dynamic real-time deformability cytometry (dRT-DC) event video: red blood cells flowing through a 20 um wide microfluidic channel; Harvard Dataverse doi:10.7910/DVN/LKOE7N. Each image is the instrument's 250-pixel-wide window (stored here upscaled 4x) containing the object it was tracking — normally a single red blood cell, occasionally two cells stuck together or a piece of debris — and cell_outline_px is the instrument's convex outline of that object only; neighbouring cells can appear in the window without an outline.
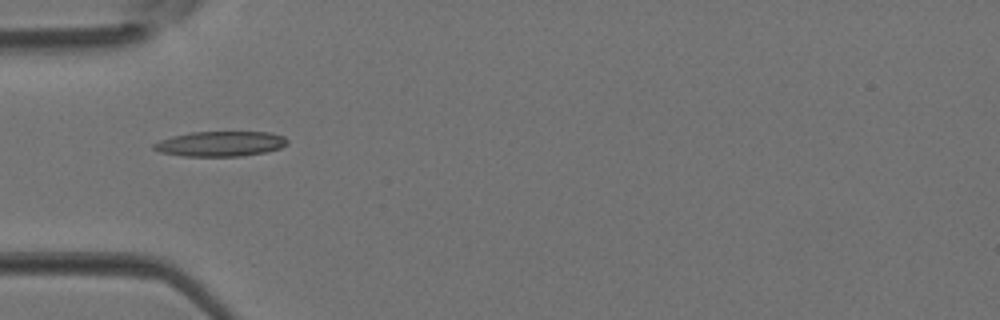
{"species": "Egyptian fruit bat (a non-hibernating species)", "species_latin": "Rousettus aegyptiacus", "temperature_condition": "room temperature", "stored_images_in_passage": 3, "camera_frame_rate_fps": 3000, "um_per_image_px": 0.085, "animal": {"sex": "female"}, "frame": {"image": 1, "passage_image": 2, "time_ms": 0.333, "image_size_px": [1000, 320], "cell_outline_px": [[288, 144], [280, 148], [264, 152], [240, 156], [184, 156], [160, 152], [152, 148], [152, 144], [160, 140], [172, 136], [192, 132], [272, 132], [284, 136], [288, 140]], "centroid_in_image_um": [18.74, 12.22], "position_along_channel_um": 66.3, "area_um2": 19.54}}
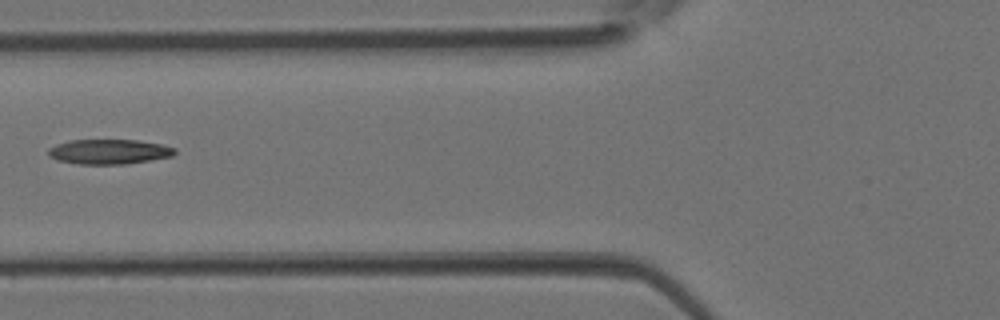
{"frame": {"image": 2, "passage_image": 3, "time_ms": 0.667, "image_size_px": [1000, 320], "cell_outline_px": [[176, 152], [172, 156], [124, 164], [80, 164], [56, 160], [48, 156], [48, 148], [56, 144], [68, 140], [136, 140], [160, 144], [176, 148]], "centroid_in_image_um": [9.22, 12.89], "position_along_channel_um": 116.6, "area_um2": 18.26}}